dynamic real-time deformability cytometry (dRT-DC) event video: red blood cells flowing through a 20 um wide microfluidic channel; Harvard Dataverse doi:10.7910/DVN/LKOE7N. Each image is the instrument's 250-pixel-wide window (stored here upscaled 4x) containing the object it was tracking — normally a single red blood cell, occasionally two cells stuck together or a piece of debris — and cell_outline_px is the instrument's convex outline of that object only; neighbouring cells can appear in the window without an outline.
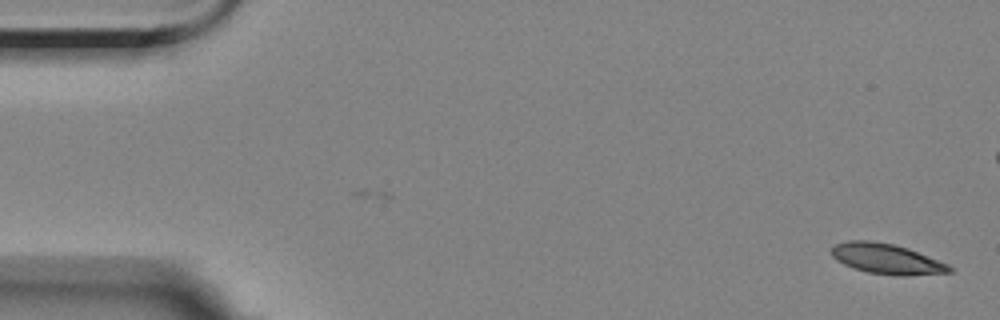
{"species": "Egyptian fruit bat (a non-hibernating species)", "species_latin": "Rousettus aegyptiacus", "temperature_condition": "room temperature", "stored_images_in_passage": 54, "camera_frame_rate_fps": 3000, "um_per_image_px": 0.085, "animal": {"sex": "female"}, "frame": {"image": 1, "passage_image": 1, "time_ms": 0.0, "image_size_px": [1000, 320], "cell_outline_px": [[952, 272], [900, 276], [896, 276], [868, 272], [852, 268], [836, 260], [832, 256], [832, 248], [836, 244], [848, 240], [872, 240], [892, 244], [908, 248], [948, 264], [952, 268]], "centroid_in_image_um": [75.35, 22.0], "position_along_channel_um": 9.7, "area_um2": 20.75}}
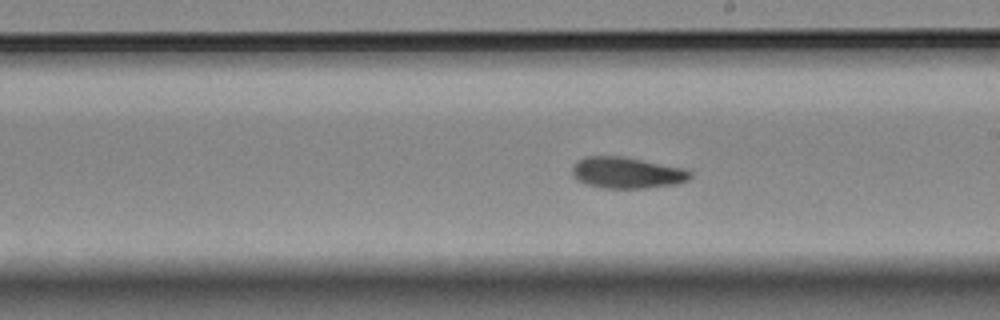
{"frame": {"image": 2, "passage_image": 31, "time_ms": 10.0, "image_size_px": [1000, 320], "cell_outline_px": [[692, 176], [688, 180], [676, 184], [644, 188], [600, 188], [584, 184], [572, 176], [572, 164], [576, 160], [584, 156], [620, 156], [688, 168], [692, 172]], "centroid_in_image_um": [53.27, 14.68], "position_along_channel_um": 235.7, "area_um2": 21.91}}
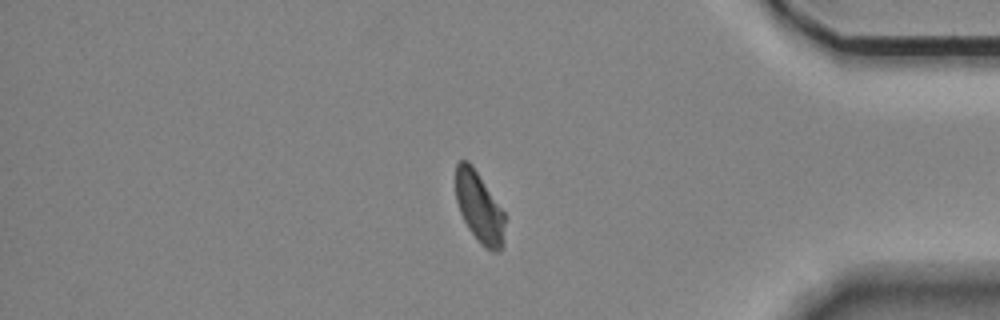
{"frame": {"image": 3, "passage_image": 47, "time_ms": 15.333, "image_size_px": [1000, 320], "cell_outline_px": [[504, 244], [496, 252], [492, 252], [484, 248], [480, 244], [468, 228], [460, 212], [456, 200], [456, 164], [460, 160], [468, 160], [472, 164], [504, 212]], "centroid_in_image_um": [40.73, 17.64], "position_along_channel_um": 394.5, "area_um2": 20.23}, "authors_computed_cell_mechanics": {"area_um2": 21.1837, "velocity_mm_per_s": 3.5063, "shape_relaxation_time_tau1_ms": null, "shape_relaxation_time_tau2_ms": 7.1086, "deformation_change_tau1": null, "deformation_change_tau2": 0.1356}}